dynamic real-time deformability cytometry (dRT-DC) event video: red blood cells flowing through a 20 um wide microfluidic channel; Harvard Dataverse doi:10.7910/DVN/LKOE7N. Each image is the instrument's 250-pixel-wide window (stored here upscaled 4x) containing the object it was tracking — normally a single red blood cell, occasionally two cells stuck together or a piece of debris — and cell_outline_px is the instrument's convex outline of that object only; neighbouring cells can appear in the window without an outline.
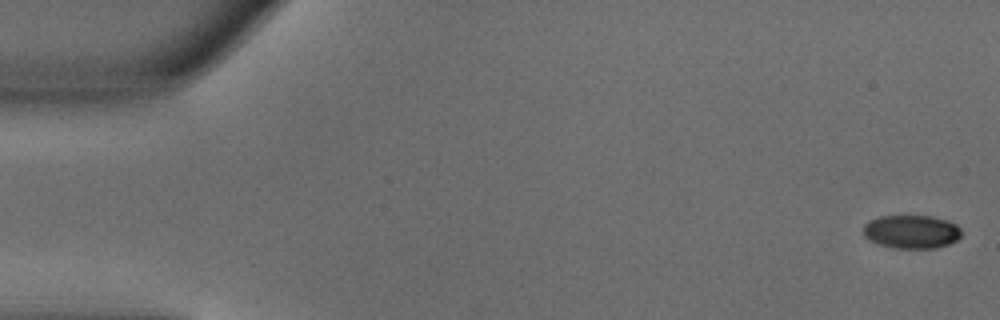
{"species": "common noctule bat (a hibernating species)", "species_latin": "Nyctalus noctula", "temperature_condition": "warm", "stored_images_in_passage": 50, "camera_frame_rate_fps": 3000, "um_per_image_px": 0.085, "animal": {"sex": "male", "body_mass_g": 18.8}, "frame": {"image": 1, "passage_image": 1, "time_ms": 0.0, "image_size_px": [1000, 320], "cell_outline_px": [[960, 236], [956, 240], [948, 244], [936, 248], [896, 248], [880, 244], [868, 240], [864, 236], [864, 224], [880, 216], [932, 216], [948, 220], [956, 224], [960, 228]], "centroid_in_image_um": [77.48, 19.69], "position_along_channel_um": 7.5, "area_um2": 19.02}}
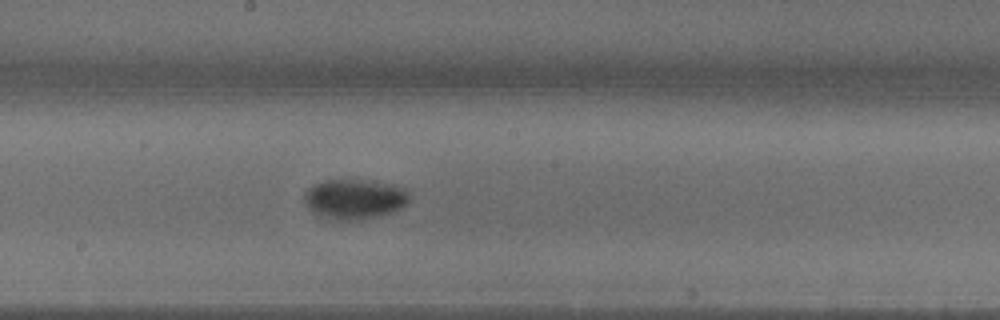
{"frame": {"image": 2, "passage_image": 27, "time_ms": 8.667, "image_size_px": [1000, 320], "cell_outline_px": [[408, 204], [392, 212], [376, 216], [356, 220], [328, 220], [320, 216], [308, 208], [304, 200], [304, 192], [308, 188], [324, 180], [360, 180], [392, 184], [404, 188], [408, 192]], "centroid_in_image_um": [30.11, 16.93], "position_along_channel_um": 218.1, "area_um2": 24.39}}
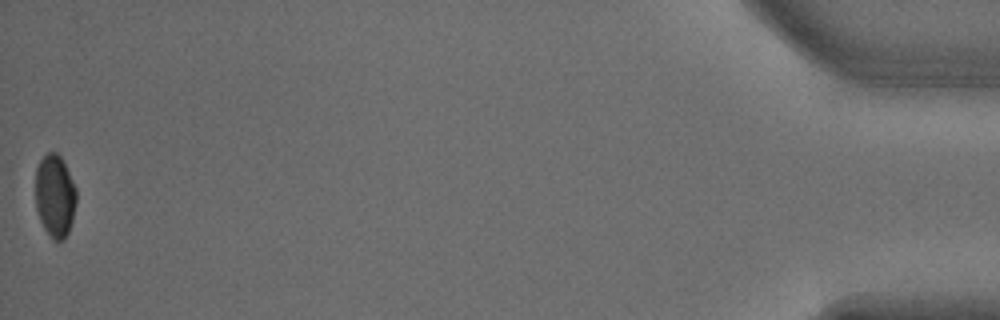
{"frame": {"image": 3, "passage_image": 50, "time_ms": 16.333, "image_size_px": [1000, 320], "cell_outline_px": [[76, 200], [72, 220], [68, 232], [64, 240], [52, 240], [44, 228], [40, 220], [36, 208], [36, 168], [40, 160], [48, 152], [56, 152], [60, 156], [76, 188]], "centroid_in_image_um": [4.66, 16.66], "position_along_channel_um": 430.5, "area_um2": 19.54}, "authors_computed_cell_mechanics": {"area_um2": 21.5594, "velocity_mm_per_s": 4.0235, "shape_relaxation_time_tau1_ms": 3.2611, "shape_relaxation_time_tau2_ms": 0.9584, "deformation_change_tau1": 0.1405, "deformation_change_tau2": 0.0217}}